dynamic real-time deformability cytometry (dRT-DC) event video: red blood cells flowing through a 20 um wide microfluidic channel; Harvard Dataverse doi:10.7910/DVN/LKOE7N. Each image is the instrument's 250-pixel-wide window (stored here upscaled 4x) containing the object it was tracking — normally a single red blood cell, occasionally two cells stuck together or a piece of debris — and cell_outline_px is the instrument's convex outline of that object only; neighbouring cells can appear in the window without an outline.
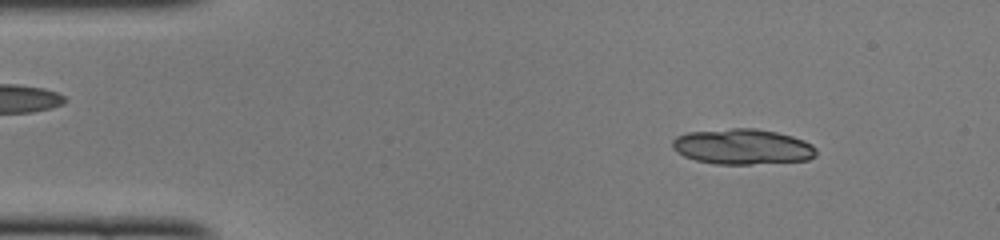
{"species": "common noctule bat (a hibernating species)", "species_latin": "Nyctalus noctula", "temperature_condition": "cold", "stored_images_in_passage": 21, "camera_frame_rate_fps": 3000, "um_per_image_px": 0.085, "animal": {"sex": "female", "body_mass_g": 22.0, "forearm_length_mm": 56.7}, "frame": {"image": 1, "passage_image": 5, "time_ms": 1.333, "image_size_px": [1000, 240], "cell_outline_px": [[816, 156], [808, 160], [752, 164], [712, 164], [696, 160], [684, 156], [676, 152], [672, 148], [672, 140], [676, 136], [688, 132], [732, 128], [756, 128], [776, 132], [792, 136], [804, 140], [812, 144], [816, 148]], "centroid_in_image_um": [63.1, 12.47], "position_along_channel_um": 21.9, "area_um2": 29.94}}